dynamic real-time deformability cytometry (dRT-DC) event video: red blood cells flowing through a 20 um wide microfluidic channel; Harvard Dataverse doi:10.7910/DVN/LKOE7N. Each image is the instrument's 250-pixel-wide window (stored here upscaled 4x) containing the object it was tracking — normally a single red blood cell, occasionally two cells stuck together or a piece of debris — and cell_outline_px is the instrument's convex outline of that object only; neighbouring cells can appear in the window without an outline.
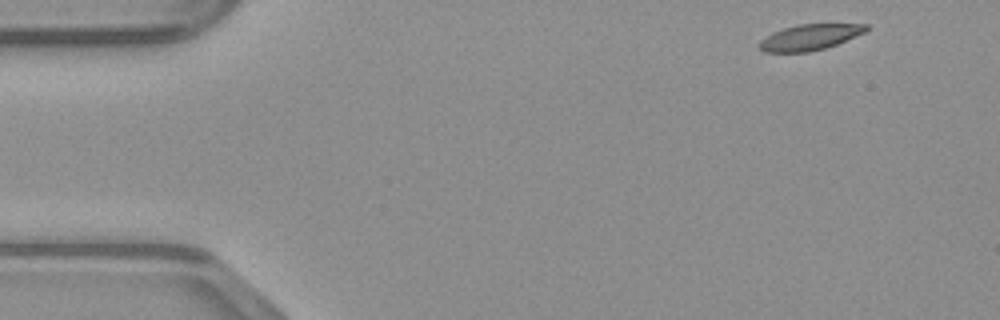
{"species": "common noctule bat (a hibernating species)", "species_latin": "Nyctalus noctula", "temperature_condition": "warm", "stored_images_in_passage": 45, "camera_frame_rate_fps": 3000, "um_per_image_px": 0.085, "animal": {"sex": "male", "body_mass_g": 23.1, "forearm_length_mm": 52.7}, "frame": {"image": 1, "passage_image": 1, "time_ms": 0.0, "image_size_px": [1000, 320], "cell_outline_px": [[868, 28], [864, 32], [836, 44], [824, 48], [808, 52], [764, 52], [760, 48], [760, 40], [772, 32], [796, 24], [868, 24]], "centroid_in_image_um": [68.8, 3.16], "position_along_channel_um": 16.2, "area_um2": 15.84}}
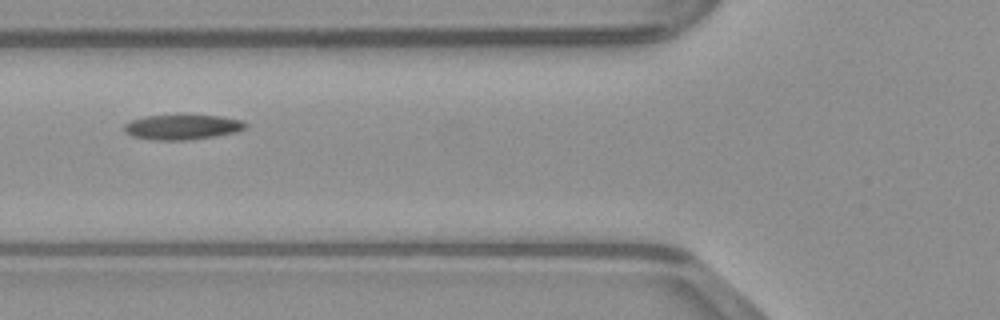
{"frame": {"image": 2, "passage_image": 15, "time_ms": 4.667, "image_size_px": [1000, 320], "cell_outline_px": [[248, 128], [236, 132], [188, 140], [148, 140], [132, 136], [124, 132], [124, 124], [132, 120], [144, 116], [220, 116], [244, 120], [248, 124]], "centroid_in_image_um": [15.5, 10.81], "position_along_channel_um": 110.3, "area_um2": 17.63}}
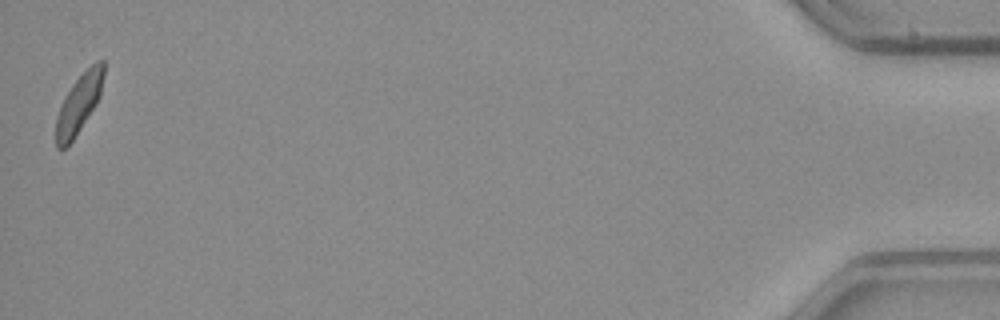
{"frame": {"image": 3, "passage_image": 45, "time_ms": 14.667, "image_size_px": [1000, 320], "cell_outline_px": [[104, 76], [100, 96], [96, 104], [72, 140], [64, 148], [56, 148], [56, 116], [64, 96], [72, 84], [96, 60], [104, 60]], "centroid_in_image_um": [6.71, 8.78], "position_along_channel_um": 428.5, "area_um2": 16.13}}